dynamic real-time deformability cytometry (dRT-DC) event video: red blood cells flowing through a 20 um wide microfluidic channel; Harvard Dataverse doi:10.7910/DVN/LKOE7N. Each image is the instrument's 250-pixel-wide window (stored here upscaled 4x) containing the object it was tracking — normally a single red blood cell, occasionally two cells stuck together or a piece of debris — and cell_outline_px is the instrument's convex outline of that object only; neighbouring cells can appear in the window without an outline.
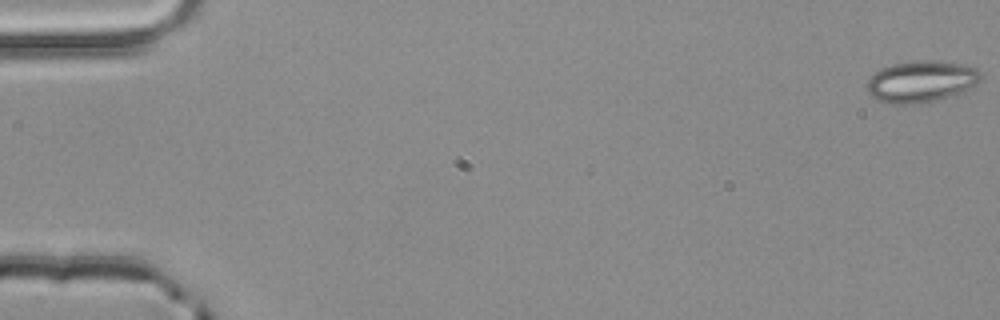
{"species": "common noctule bat (a hibernating species)", "species_latin": "Nyctalus noctula", "temperature_condition": "room temperature", "stored_images_in_passage": 3, "camera_frame_rate_fps": 3000, "um_per_image_px": 0.085, "animal": {"sex": "male", "body_mass_g": 20.4}, "frame": {"image": 1, "passage_image": 1, "time_ms": 0.0, "image_size_px": [1000, 320], "cell_outline_px": [[980, 80], [976, 84], [964, 92], [940, 100], [924, 104], [884, 104], [876, 100], [864, 88], [864, 84], [868, 76], [880, 68], [892, 64], [912, 60], [928, 60], [968, 64], [976, 68], [980, 72]], "centroid_in_image_um": [78.24, 6.94], "position_along_channel_um": 6.8, "area_um2": 28.61}}